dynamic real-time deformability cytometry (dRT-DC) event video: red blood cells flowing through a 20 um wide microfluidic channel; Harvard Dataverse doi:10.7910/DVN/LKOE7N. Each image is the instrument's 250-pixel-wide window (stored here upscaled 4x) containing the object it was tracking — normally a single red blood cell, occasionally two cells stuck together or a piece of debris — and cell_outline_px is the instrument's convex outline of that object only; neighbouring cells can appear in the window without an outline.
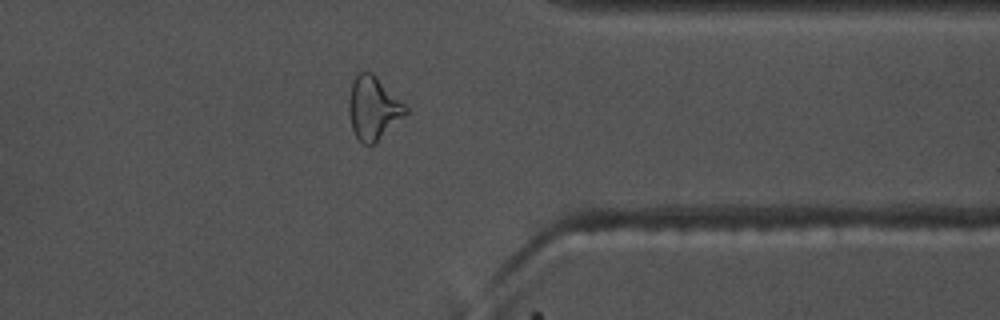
{"species": "common noctule bat (a hibernating species)", "species_latin": "Nyctalus noctula", "temperature_condition": "warm", "stored_images_in_passage": 38, "camera_frame_rate_fps": 3000, "um_per_image_px": 0.085, "animal": {"sex": "male", "body_mass_g": 17.5, "forearm_length_mm": 52.3}, "frame": {"image": 1, "passage_image": 27, "time_ms": 8.667, "image_size_px": [1000, 320], "cell_outline_px": [[408, 112], [376, 144], [364, 144], [356, 136], [352, 128], [348, 112], [348, 100], [352, 80], [360, 72], [372, 72], [408, 108]], "centroid_in_image_um": [31.71, 9.2], "position_along_channel_um": 379.7, "area_um2": 20.81}, "authors_computed_cell_mechanics": {"area_um2": 19.3052, "velocity_mm_per_s": 3.6968, "shape_relaxation_time_tau1_ms": 8.3157, "shape_relaxation_time_tau2_ms": 2.6009, "deformation_change_tau1": 0.2206, "deformation_change_tau2": 0.1205}}